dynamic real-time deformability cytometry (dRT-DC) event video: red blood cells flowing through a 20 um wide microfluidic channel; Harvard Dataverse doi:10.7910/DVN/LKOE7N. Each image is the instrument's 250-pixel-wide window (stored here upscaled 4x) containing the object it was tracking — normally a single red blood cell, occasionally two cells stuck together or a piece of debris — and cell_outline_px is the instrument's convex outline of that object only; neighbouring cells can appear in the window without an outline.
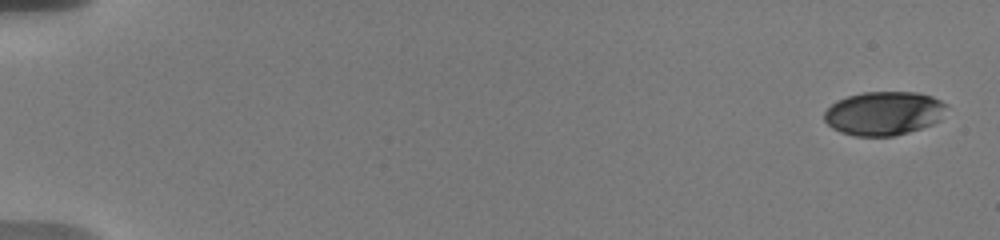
{"species": "human", "species_latin": "Homo sapiens", "temperature_condition": "warm", "stored_images_in_passage": 40, "camera_frame_rate_fps": 3000, "um_per_image_px": 0.085, "donor": {"sex": "male"}, "frame": {"image": 1, "passage_image": 1, "time_ms": 0.0, "image_size_px": [1000, 240], "cell_outline_px": [[948, 104], [940, 120], [932, 124], [908, 132], [892, 136], [852, 136], [840, 132], [832, 128], [824, 120], [824, 112], [836, 100], [848, 96], [864, 92], [916, 92], [932, 96]], "centroid_in_image_um": [75.12, 9.63], "position_along_channel_um": 9.9, "area_um2": 31.27}}
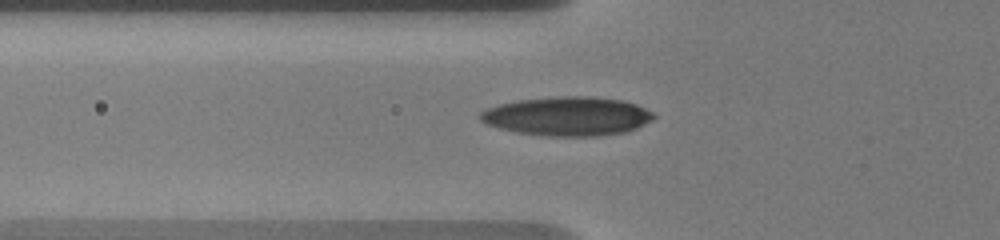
{"frame": {"image": 2, "passage_image": 17, "time_ms": 6.667, "image_size_px": [1000, 240], "cell_outline_px": [[656, 116], [652, 120], [636, 128], [624, 132], [596, 136], [548, 136], [516, 132], [500, 128], [488, 124], [480, 120], [480, 112], [488, 108], [500, 104], [516, 100], [560, 96], [592, 96], [624, 100], [636, 104], [652, 112]], "centroid_in_image_um": [48.25, 9.87], "position_along_channel_um": 77.6, "area_um2": 39.3}}
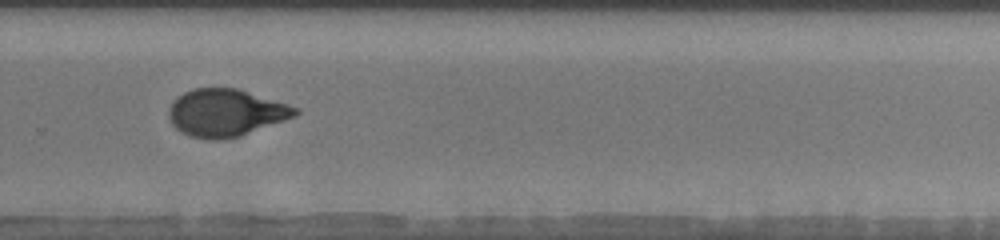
{"frame": {"image": 3, "passage_image": 32, "time_ms": 13.0, "image_size_px": [1000, 240], "cell_outline_px": [[300, 112], [296, 116], [240, 136], [220, 140], [208, 140], [192, 136], [180, 132], [172, 124], [168, 116], [168, 108], [172, 100], [184, 92], [192, 88], [236, 88], [300, 108]], "centroid_in_image_um": [19.16, 9.59], "position_along_channel_um": 310.6, "area_um2": 34.97}}